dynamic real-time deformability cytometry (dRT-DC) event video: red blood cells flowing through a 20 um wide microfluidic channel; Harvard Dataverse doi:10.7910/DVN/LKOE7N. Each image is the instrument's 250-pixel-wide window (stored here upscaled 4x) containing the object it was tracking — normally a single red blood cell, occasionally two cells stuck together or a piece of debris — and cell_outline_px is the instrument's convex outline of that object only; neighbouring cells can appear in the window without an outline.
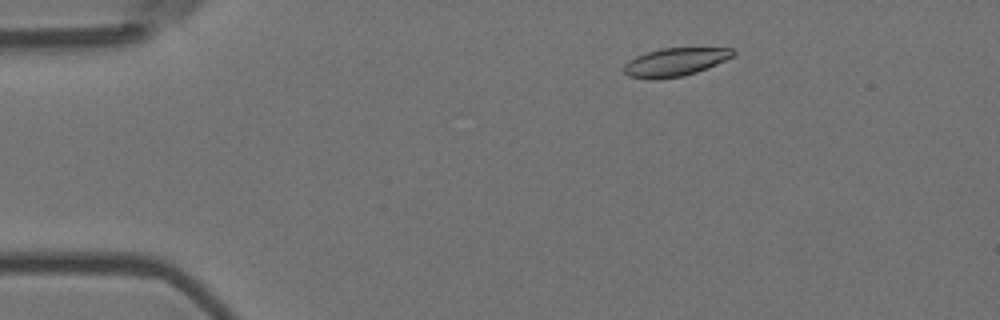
{"species": "Egyptian fruit bat (a non-hibernating species)", "species_latin": "Rousettus aegyptiacus", "temperature_condition": "room temperature", "stored_images_in_passage": 4, "camera_frame_rate_fps": 3000, "um_per_image_px": 0.085, "animal": {"sex": "female"}, "frame": {"image": 1, "passage_image": 2, "time_ms": 0.333, "image_size_px": [1000, 320], "cell_outline_px": [[736, 52], [732, 56], [708, 68], [684, 76], [656, 80], [648, 80], [628, 76], [624, 72], [624, 64], [628, 60], [636, 56], [660, 48], [732, 48]], "centroid_in_image_um": [57.34, 5.29], "position_along_channel_um": 27.7, "area_um2": 18.03}}